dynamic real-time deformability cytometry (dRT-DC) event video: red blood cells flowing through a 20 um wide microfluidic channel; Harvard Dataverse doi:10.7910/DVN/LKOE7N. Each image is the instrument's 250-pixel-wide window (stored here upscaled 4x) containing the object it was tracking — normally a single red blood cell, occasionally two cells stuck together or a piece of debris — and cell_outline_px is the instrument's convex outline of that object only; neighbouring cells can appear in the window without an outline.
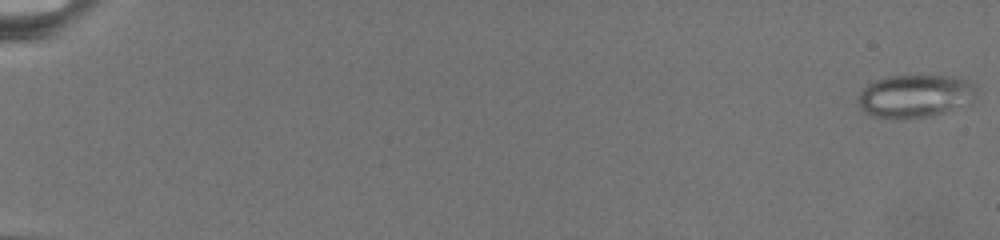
{"species": "common noctule bat (a hibernating species)", "species_latin": "Nyctalus noctula", "temperature_condition": "warm", "stored_images_in_passage": 75, "camera_frame_rate_fps": 3000, "um_per_image_px": 0.085, "animal": {"sex": "female", "body_mass_g": 19.5, "forearm_length_mm": 54.1}, "frame": {"image": 1, "passage_image": 1, "time_ms": 0.0, "image_size_px": [1000, 240], "cell_outline_px": [[976, 96], [972, 104], [944, 112], [928, 116], [872, 116], [860, 108], [856, 104], [860, 92], [868, 84], [876, 80], [888, 76], [956, 76], [976, 84]], "centroid_in_image_um": [77.85, 8.13], "position_along_channel_um": 7.2, "area_um2": 29.3}}
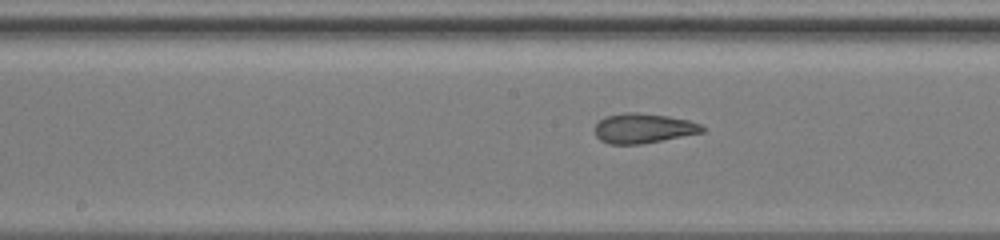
{"frame": {"image": 2, "passage_image": 42, "time_ms": 13.667, "image_size_px": [1000, 240], "cell_outline_px": [[708, 128], [704, 132], [640, 144], [608, 144], [600, 140], [596, 136], [596, 124], [604, 116], [624, 112], [636, 112], [668, 116], [688, 120], [700, 124]], "centroid_in_image_um": [54.69, 10.9], "position_along_channel_um": 193.5, "area_um2": 18.67}}
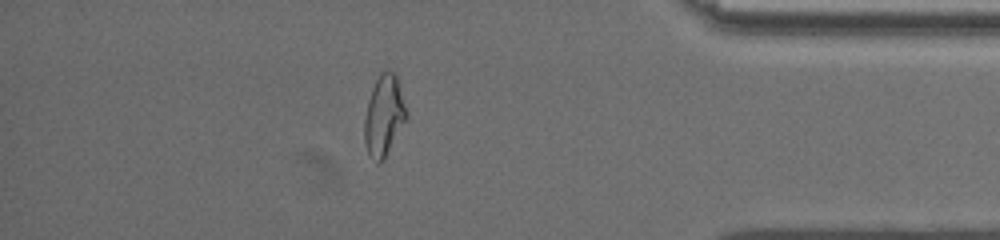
{"frame": {"image": 3, "passage_image": 66, "time_ms": 21.667, "image_size_px": [1000, 240], "cell_outline_px": [[408, 116], [384, 156], [376, 164], [368, 156], [364, 140], [364, 120], [368, 100], [372, 88], [380, 72], [388, 68], [396, 76], [408, 112]], "centroid_in_image_um": [32.61, 9.79], "position_along_channel_um": 402.6, "area_um2": 19.48}}